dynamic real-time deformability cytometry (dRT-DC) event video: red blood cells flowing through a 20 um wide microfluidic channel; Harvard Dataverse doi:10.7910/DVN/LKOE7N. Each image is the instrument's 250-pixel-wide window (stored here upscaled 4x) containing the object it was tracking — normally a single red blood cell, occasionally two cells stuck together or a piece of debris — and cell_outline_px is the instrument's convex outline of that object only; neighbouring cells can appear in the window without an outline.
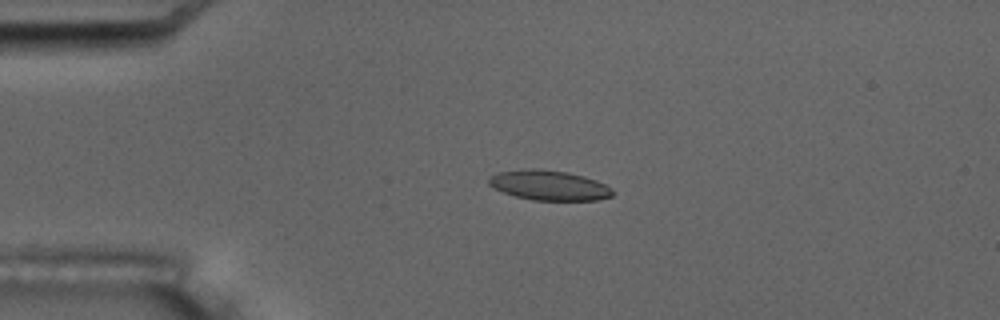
{"species": "common noctule bat (a hibernating species)", "species_latin": "Nyctalus noctula", "temperature_condition": "room temperature", "stored_images_in_passage": 4, "camera_frame_rate_fps": 3000, "um_per_image_px": 0.085, "animal": {"sex": "male", "body_mass_g": 17.5, "forearm_length_mm": 52.3}, "frame": {"image": 1, "passage_image": 3, "time_ms": 2.0, "image_size_px": [1000, 320], "cell_outline_px": [[612, 196], [596, 200], [532, 200], [516, 196], [504, 192], [488, 184], [488, 180], [492, 176], [500, 172], [532, 168], [540, 168], [564, 172], [584, 176], [596, 180], [612, 188]], "centroid_in_image_um": [46.69, 15.75], "position_along_channel_um": 38.3, "area_um2": 21.27}}